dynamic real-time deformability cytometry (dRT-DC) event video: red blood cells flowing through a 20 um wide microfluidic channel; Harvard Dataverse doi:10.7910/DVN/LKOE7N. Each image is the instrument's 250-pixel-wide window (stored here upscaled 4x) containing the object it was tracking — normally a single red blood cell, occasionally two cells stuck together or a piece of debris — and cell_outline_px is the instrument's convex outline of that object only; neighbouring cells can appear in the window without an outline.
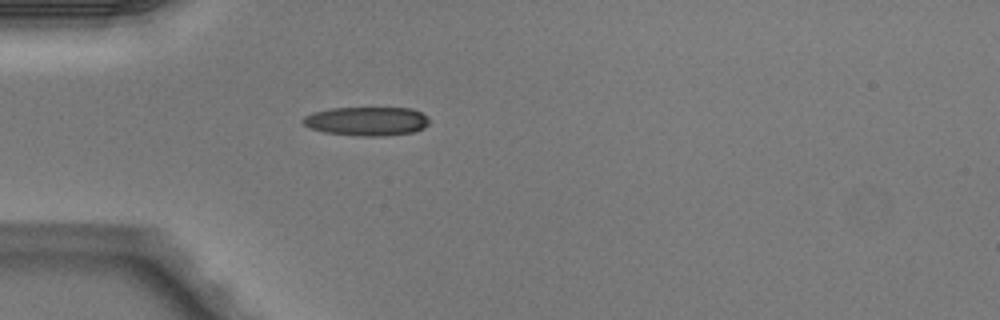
{"species": "Egyptian fruit bat (a non-hibernating species)", "species_latin": "Rousettus aegyptiacus", "temperature_condition": "warm", "stored_images_in_passage": 4, "camera_frame_rate_fps": 3000, "um_per_image_px": 0.085, "animal": {"sex": "male"}, "frame": {"image": 1, "passage_image": 4, "time_ms": 1.0, "image_size_px": [1000, 320], "cell_outline_px": [[428, 124], [424, 128], [412, 132], [384, 136], [360, 136], [324, 132], [312, 128], [304, 124], [300, 120], [304, 116], [312, 112], [332, 108], [412, 108], [420, 112], [428, 120]], "centroid_in_image_um": [31.14, 10.3], "position_along_channel_um": 53.9, "area_um2": 21.15}}